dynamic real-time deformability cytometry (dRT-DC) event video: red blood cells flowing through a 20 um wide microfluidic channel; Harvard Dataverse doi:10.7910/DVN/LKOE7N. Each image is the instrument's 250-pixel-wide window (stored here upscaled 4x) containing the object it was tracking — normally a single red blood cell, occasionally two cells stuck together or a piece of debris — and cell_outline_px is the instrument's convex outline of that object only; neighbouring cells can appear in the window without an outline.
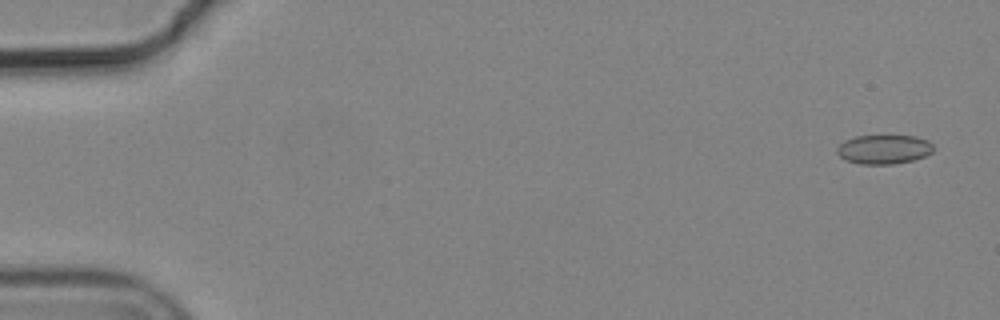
{"species": "common noctule bat (a hibernating species)", "species_latin": "Nyctalus noctula", "temperature_condition": "cold", "stored_images_in_passage": 6, "camera_frame_rate_fps": 3000, "um_per_image_px": 0.085, "animal": {"sex": "male", "body_mass_g": 19.2, "forearm_length_mm": 51.8}, "frame": {"image": 1, "passage_image": 1, "time_ms": 0.0, "image_size_px": [1000, 320], "cell_outline_px": [[932, 152], [924, 156], [912, 160], [892, 164], [860, 164], [844, 160], [836, 152], [836, 148], [844, 140], [856, 136], [916, 136], [928, 140], [932, 144]], "centroid_in_image_um": [75.09, 12.69], "position_along_channel_um": 9.9, "area_um2": 16.36}}
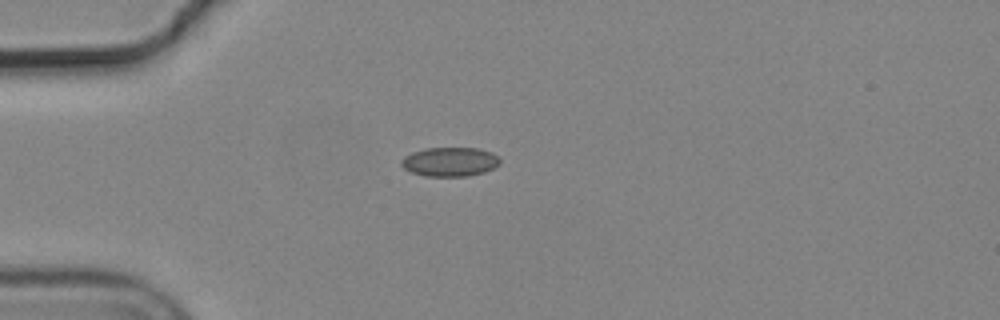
{"frame": {"image": 2, "passage_image": 4, "time_ms": 1.0, "image_size_px": [1000, 320], "cell_outline_px": [[500, 164], [484, 172], [468, 176], [424, 176], [412, 172], [404, 168], [400, 164], [400, 160], [404, 156], [412, 152], [424, 148], [476, 148], [492, 152], [500, 160]], "centroid_in_image_um": [38.21, 13.75], "position_along_channel_um": 46.8, "area_um2": 16.76}}
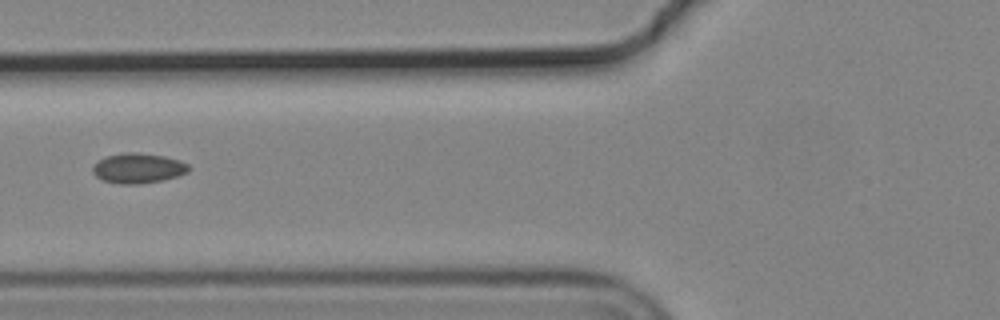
{"frame": {"image": 3, "passage_image": 6, "time_ms": 1.667, "image_size_px": [1000, 320], "cell_outline_px": [[188, 172], [176, 176], [160, 180], [140, 184], [120, 184], [104, 180], [96, 176], [92, 172], [92, 168], [104, 156], [124, 152], [140, 152], [164, 156], [180, 160], [188, 164]], "centroid_in_image_um": [11.73, 14.28], "position_along_channel_um": 114.1, "area_um2": 16.7}}